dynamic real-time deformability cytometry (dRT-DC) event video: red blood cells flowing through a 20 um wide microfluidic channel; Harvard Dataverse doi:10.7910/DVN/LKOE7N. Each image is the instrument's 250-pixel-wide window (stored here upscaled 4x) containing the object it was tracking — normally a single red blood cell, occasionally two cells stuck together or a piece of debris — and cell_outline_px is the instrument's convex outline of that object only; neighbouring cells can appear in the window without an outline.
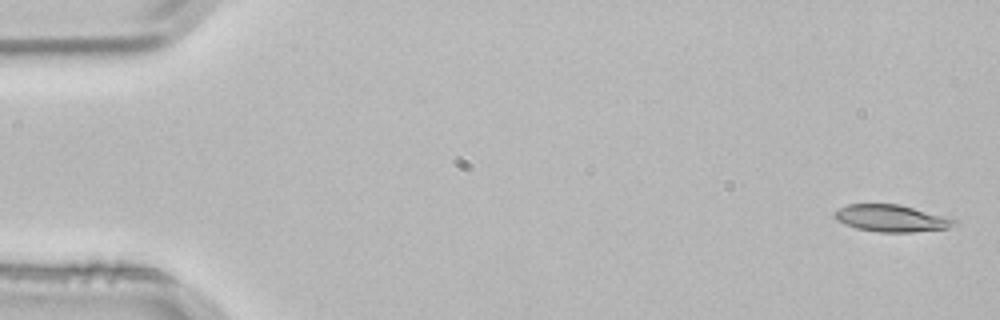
{"species": "common noctule bat (a hibernating species)", "species_latin": "Nyctalus noctula", "temperature_condition": "room temperature", "stored_images_in_passage": 4, "camera_frame_rate_fps": 3000, "um_per_image_px": 0.085, "animal": {"sex": "male", "body_mass_g": 21.5, "forearm_length_mm": 52.0}, "frame": {"image": 1, "passage_image": 1, "time_ms": 0.0, "image_size_px": [1000, 320], "cell_outline_px": [[956, 224], [948, 228], [912, 232], [876, 232], [856, 228], [844, 224], [836, 220], [832, 216], [840, 208], [848, 204], [900, 204], [956, 220]], "centroid_in_image_um": [75.71, 18.56], "position_along_channel_um": 9.3, "area_um2": 18.61}}
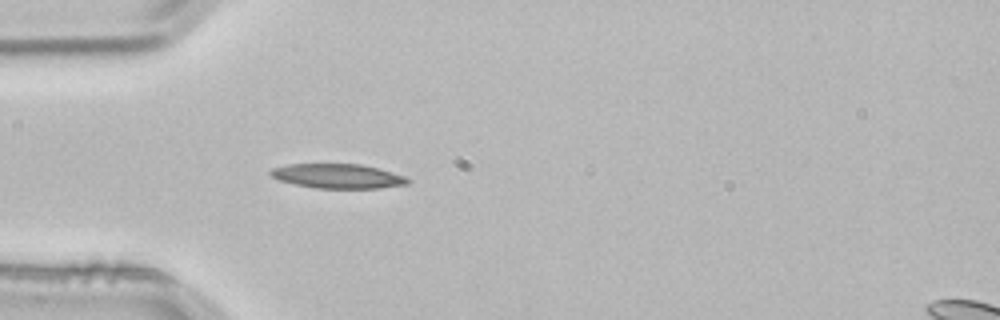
{"frame": {"image": 2, "passage_image": 4, "time_ms": 1.0, "image_size_px": [1000, 320], "cell_outline_px": [[412, 180], [408, 184], [380, 188], [316, 188], [296, 184], [280, 180], [272, 176], [268, 172], [272, 168], [288, 164], [360, 164], [376, 168], [404, 176]], "centroid_in_image_um": [28.71, 14.97], "position_along_channel_um": 56.3, "area_um2": 19.36}}